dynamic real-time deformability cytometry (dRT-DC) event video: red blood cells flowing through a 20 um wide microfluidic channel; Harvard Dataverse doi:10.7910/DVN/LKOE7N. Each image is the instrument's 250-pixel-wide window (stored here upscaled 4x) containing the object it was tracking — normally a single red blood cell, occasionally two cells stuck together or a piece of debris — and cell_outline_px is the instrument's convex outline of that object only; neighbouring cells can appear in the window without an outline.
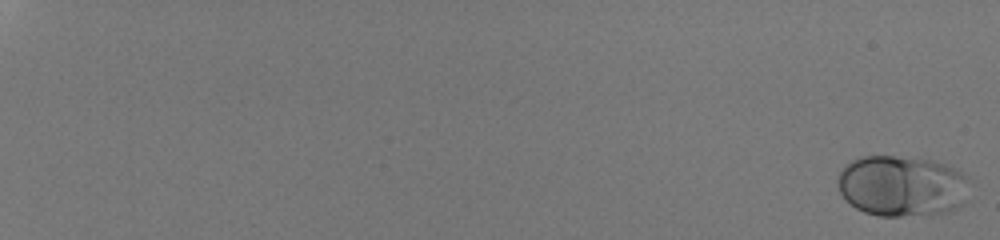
{"species": "human", "species_latin": "Homo sapiens", "temperature_condition": "room temperature", "stored_images_in_passage": 43, "camera_frame_rate_fps": 3000, "um_per_image_px": 0.085, "donor": {"sex": "male"}, "frame": {"image": 1, "passage_image": 1, "time_ms": 0.0, "image_size_px": [1000, 240], "cell_outline_px": [[968, 200], [964, 204], [952, 212], [932, 216], [880, 216], [864, 212], [856, 208], [844, 200], [840, 192], [836, 180], [840, 172], [852, 160], [860, 156], [892, 156], [932, 160], [956, 168], [968, 176]], "centroid_in_image_um": [76.72, 15.84], "position_along_channel_um": 8.3, "area_um2": 47.86}}
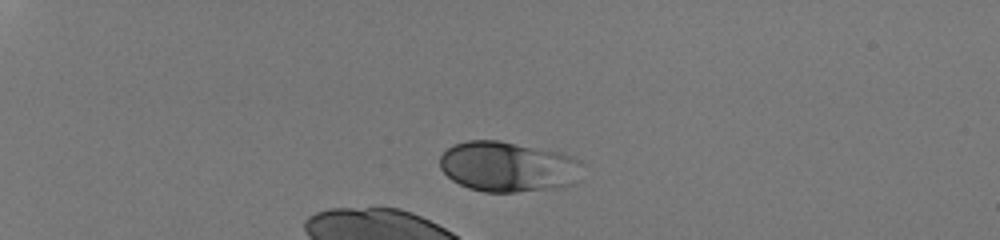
{"frame": {"image": 2, "passage_image": 17, "time_ms": 5.333, "image_size_px": [1000, 240], "cell_outline_px": [[584, 164], [580, 180], [576, 184], [564, 188], [516, 192], [484, 192], [468, 188], [452, 180], [440, 168], [440, 156], [448, 148], [456, 144], [468, 140], [500, 140], [564, 152], [580, 160]], "centroid_in_image_um": [43.29, 14.18], "position_along_channel_um": 41.7, "area_um2": 42.83}}